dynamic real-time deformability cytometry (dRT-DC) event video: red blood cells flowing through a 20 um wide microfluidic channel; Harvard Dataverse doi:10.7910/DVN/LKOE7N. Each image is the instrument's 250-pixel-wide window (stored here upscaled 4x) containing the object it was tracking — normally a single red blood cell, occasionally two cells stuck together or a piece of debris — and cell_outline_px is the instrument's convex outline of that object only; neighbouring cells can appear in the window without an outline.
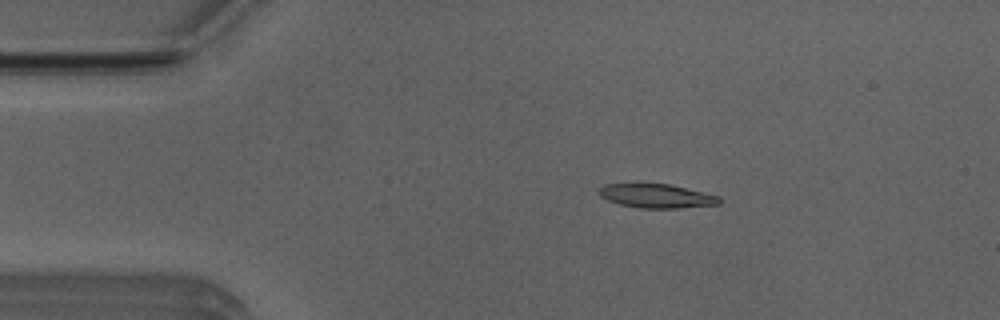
{"species": "Egyptian fruit bat (a non-hibernating species)", "species_latin": "Rousettus aegyptiacus", "temperature_condition": "room temperature", "stored_images_in_passage": 24, "camera_frame_rate_fps": 3000, "um_per_image_px": 0.085, "animal": {"sex": "male"}, "frame": {"image": 1, "passage_image": 9, "time_ms": 2.667, "image_size_px": [1000, 320], "cell_outline_px": [[720, 204], [676, 208], [640, 208], [620, 204], [608, 200], [600, 196], [600, 188], [604, 184], [636, 180], [668, 184], [720, 196]], "centroid_in_image_um": [55.72, 16.6], "position_along_channel_um": 29.3, "area_um2": 17.4}}
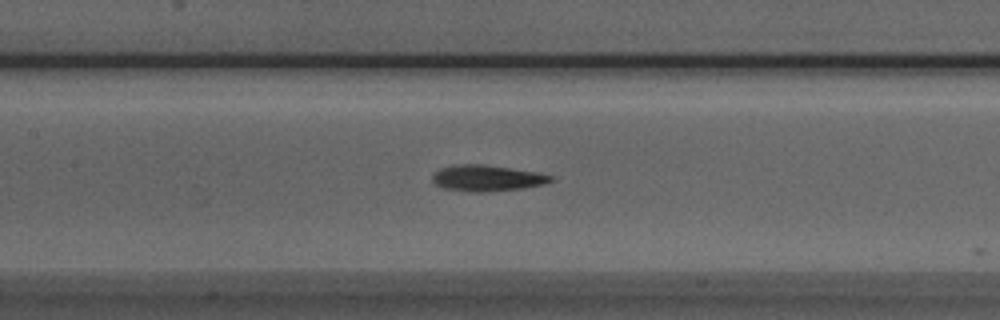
{"frame": {"image": 2, "passage_image": 23, "time_ms": 7.333, "image_size_px": [1000, 320], "cell_outline_px": [[556, 180], [544, 184], [520, 188], [480, 192], [472, 192], [444, 188], [436, 184], [432, 180], [432, 176], [440, 168], [452, 164], [484, 164], [536, 172], [552, 176]], "centroid_in_image_um": [41.38, 15.13], "position_along_channel_um": 166.0, "area_um2": 17.86}}